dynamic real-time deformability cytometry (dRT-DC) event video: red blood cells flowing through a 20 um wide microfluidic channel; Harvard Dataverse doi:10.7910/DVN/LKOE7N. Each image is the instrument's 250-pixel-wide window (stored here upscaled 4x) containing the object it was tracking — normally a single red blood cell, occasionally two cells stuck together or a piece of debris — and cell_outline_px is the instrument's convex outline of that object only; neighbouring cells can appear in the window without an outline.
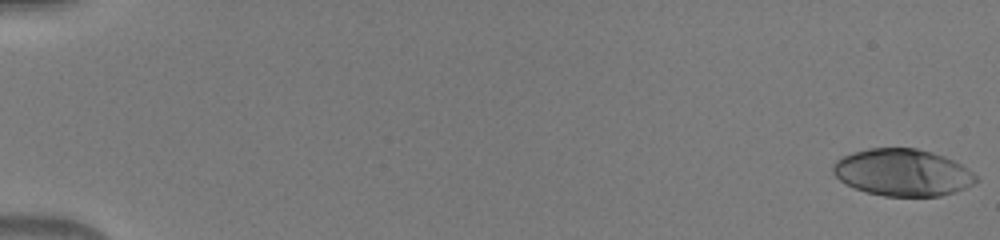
{"species": "human", "species_latin": "Homo sapiens", "temperature_condition": "warm", "stored_images_in_passage": 50, "camera_frame_rate_fps": 3000, "um_per_image_px": 0.085, "donor": {"sex": "male"}, "frame": {"image": 1, "passage_image": 1, "time_ms": 0.0, "image_size_px": [1000, 240], "cell_outline_px": [[980, 180], [956, 192], [940, 196], [884, 196], [868, 192], [856, 188], [840, 180], [832, 172], [832, 164], [836, 160], [844, 156], [868, 148], [916, 148], [932, 152], [944, 156], [968, 168]], "centroid_in_image_um": [76.74, 14.66], "position_along_channel_um": 8.3, "area_um2": 38.96}}
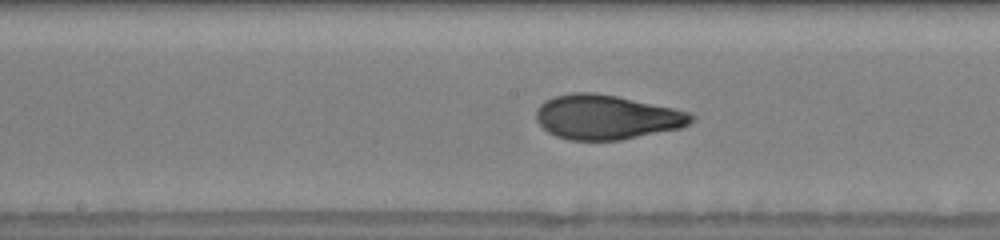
{"frame": {"image": 2, "passage_image": 28, "time_ms": 9.0, "image_size_px": [1000, 240], "cell_outline_px": [[696, 116], [688, 124], [680, 128], [620, 140], [568, 140], [556, 136], [548, 132], [536, 120], [536, 108], [544, 100], [556, 96], [572, 92], [596, 92], [616, 96], [672, 108], [688, 112]], "centroid_in_image_um": [51.51, 9.95], "position_along_channel_um": 196.7, "area_um2": 40.06}}
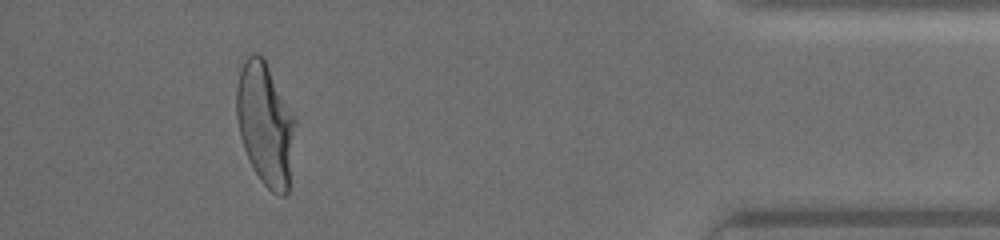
{"frame": {"image": 3, "passage_image": 47, "time_ms": 15.333, "image_size_px": [1000, 240], "cell_outline_px": [[296, 124], [288, 192], [284, 196], [280, 196], [272, 192], [260, 180], [252, 168], [248, 160], [240, 136], [236, 116], [236, 84], [240, 68], [244, 60], [252, 52], [256, 52], [264, 56], [296, 120]], "centroid_in_image_um": [22.54, 10.52], "position_along_channel_um": 412.7, "area_um2": 42.48}}